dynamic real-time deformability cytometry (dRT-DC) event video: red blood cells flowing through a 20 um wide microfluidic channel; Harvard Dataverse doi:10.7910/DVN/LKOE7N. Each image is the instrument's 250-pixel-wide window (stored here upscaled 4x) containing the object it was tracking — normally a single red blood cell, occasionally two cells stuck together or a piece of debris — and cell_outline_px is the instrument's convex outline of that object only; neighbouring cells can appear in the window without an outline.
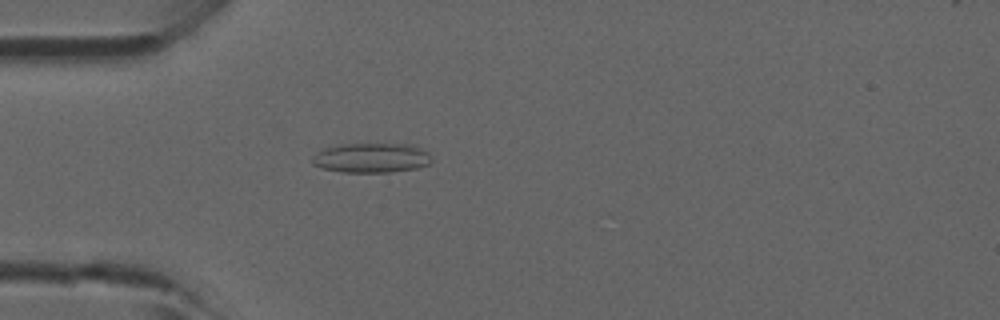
{"species": "common noctule bat (a hibernating species)", "species_latin": "Nyctalus noctula", "temperature_condition": "room temperature", "stored_images_in_passage": 28, "camera_frame_rate_fps": 3000, "um_per_image_px": 0.085, "animal": {"sex": "male", "forearm_length_mm": 52.5}, "frame": {"image": 1, "passage_image": 13, "time_ms": 4.0, "image_size_px": [1000, 320], "cell_outline_px": [[432, 160], [428, 164], [416, 168], [388, 172], [340, 172], [324, 168], [312, 164], [312, 156], [316, 152], [324, 148], [340, 144], [412, 144], [428, 152], [432, 156]], "centroid_in_image_um": [31.56, 13.41], "position_along_channel_um": 53.4, "area_um2": 20.69}}
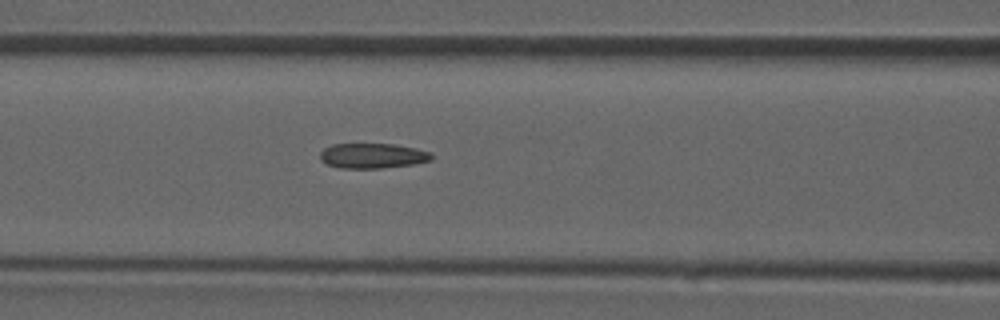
{"frame": {"image": 2, "passage_image": 19, "time_ms": 6.0, "image_size_px": [1000, 320], "cell_outline_px": [[432, 160], [412, 164], [380, 168], [340, 168], [328, 164], [320, 160], [320, 152], [324, 148], [332, 144], [392, 144], [416, 148], [432, 152]], "centroid_in_image_um": [31.66, 13.23], "position_along_channel_um": 134.9, "area_um2": 16.24}}
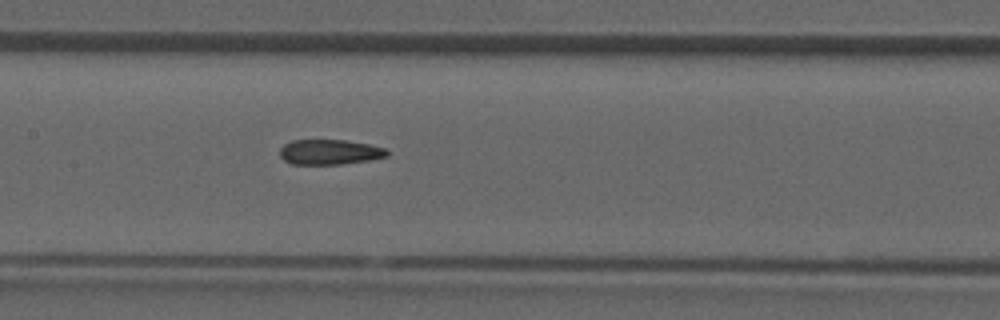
{"frame": {"image": 3, "passage_image": 22, "time_ms": 7.0, "image_size_px": [1000, 320], "cell_outline_px": [[388, 156], [368, 160], [340, 164], [292, 164], [284, 160], [280, 156], [280, 148], [284, 144], [292, 140], [344, 140], [368, 144], [384, 148], [388, 152]], "centroid_in_image_um": [27.99, 12.92], "position_along_channel_um": 179.4, "area_um2": 15.55}}